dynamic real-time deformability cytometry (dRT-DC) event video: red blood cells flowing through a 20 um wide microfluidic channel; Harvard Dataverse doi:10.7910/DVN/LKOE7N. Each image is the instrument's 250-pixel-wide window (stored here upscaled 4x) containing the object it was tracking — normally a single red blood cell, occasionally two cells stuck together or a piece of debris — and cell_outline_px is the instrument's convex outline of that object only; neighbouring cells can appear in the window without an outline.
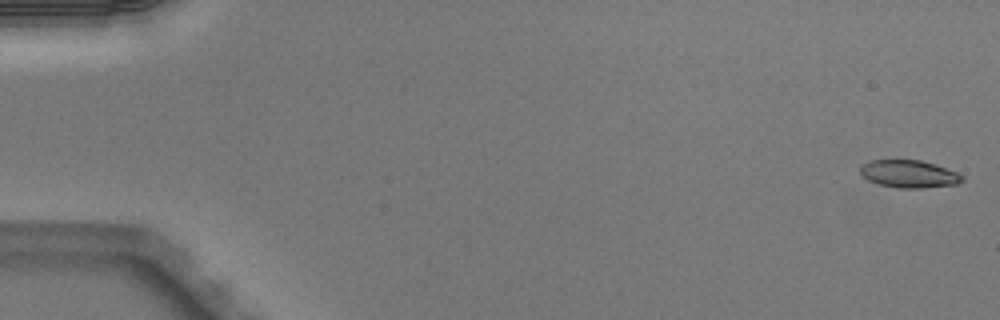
{"species": "Egyptian fruit bat (a non-hibernating species)", "species_latin": "Rousettus aegyptiacus", "temperature_condition": "warm", "stored_images_in_passage": 50, "camera_frame_rate_fps": 3000, "um_per_image_px": 0.085, "animal": {"sex": "male"}, "frame": {"image": 1, "passage_image": 1, "time_ms": 0.0, "image_size_px": [1000, 320], "cell_outline_px": [[964, 180], [956, 184], [920, 188], [896, 188], [880, 184], [868, 180], [860, 172], [860, 164], [868, 160], [920, 160], [936, 164], [956, 172], [964, 176]], "centroid_in_image_um": [77.25, 14.77], "position_along_channel_um": 7.8, "area_um2": 16.42}}
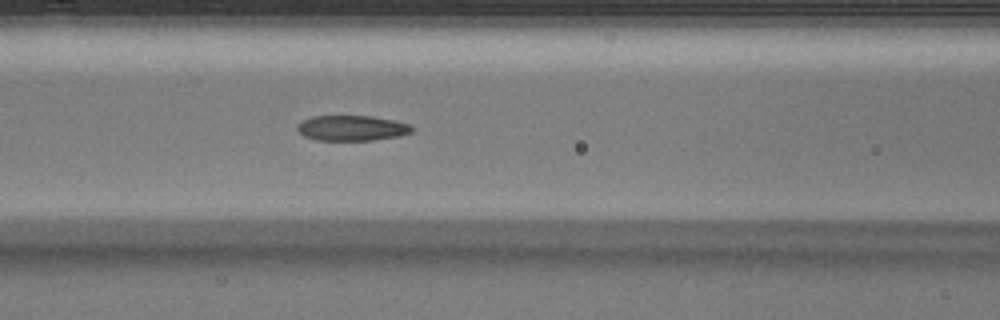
{"frame": {"image": 2, "passage_image": 22, "time_ms": 7.0, "image_size_px": [1000, 320], "cell_outline_px": [[412, 132], [400, 136], [372, 140], [316, 140], [304, 136], [296, 128], [304, 120], [312, 116], [372, 116], [396, 120], [408, 124], [412, 128]], "centroid_in_image_um": [29.93, 10.88], "position_along_channel_um": 136.7, "area_um2": 16.82}}
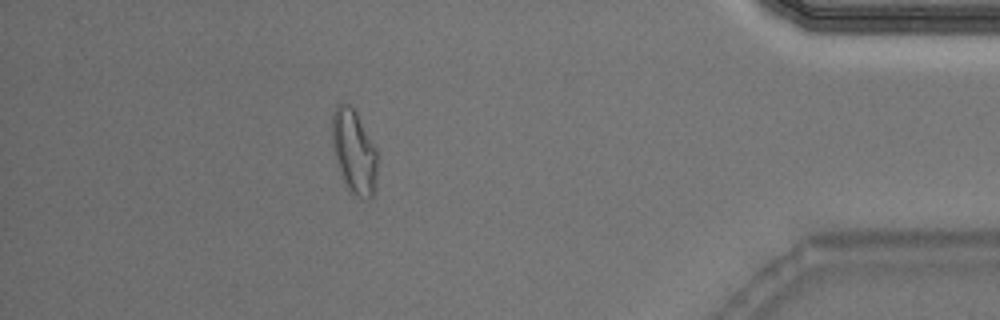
{"frame": {"image": 3, "passage_image": 45, "time_ms": 14.667, "image_size_px": [1000, 320], "cell_outline_px": [[376, 188], [372, 196], [368, 200], [364, 200], [356, 196], [344, 184], [332, 148], [332, 116], [336, 104], [340, 100], [348, 104], [356, 112], [376, 148]], "centroid_in_image_um": [30.08, 12.89], "position_along_channel_um": 405.1, "area_um2": 22.31}, "authors_computed_cell_mechanics": {"area_um2": 17.3689, "velocity_mm_per_s": 4.0568, "shape_relaxation_time_tau1_ms": null, "shape_relaxation_time_tau2_ms": 1.5143, "deformation_change_tau1": null, "deformation_change_tau2": 0.0742}}